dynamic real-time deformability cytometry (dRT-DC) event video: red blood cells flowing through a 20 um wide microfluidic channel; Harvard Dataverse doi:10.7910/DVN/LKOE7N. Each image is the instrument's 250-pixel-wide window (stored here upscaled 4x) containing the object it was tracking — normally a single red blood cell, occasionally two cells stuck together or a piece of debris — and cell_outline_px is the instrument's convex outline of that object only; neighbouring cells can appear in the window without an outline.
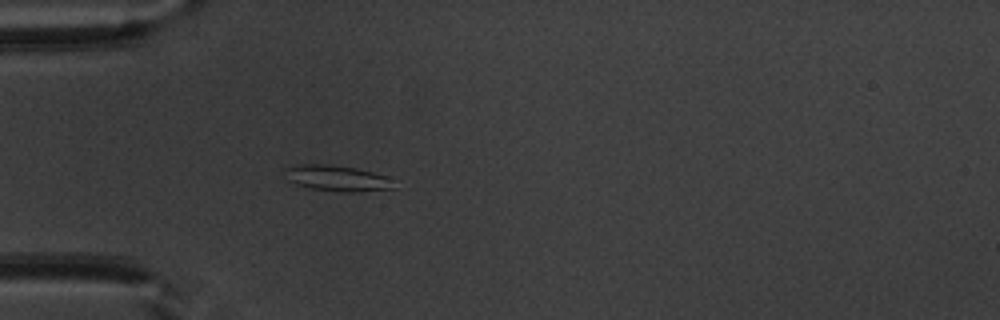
{"species": "common noctule bat (a hibernating species)", "species_latin": "Nyctalus noctula", "temperature_condition": "warm", "stored_images_in_passage": 42, "camera_frame_rate_fps": 3000, "um_per_image_px": 0.085, "animal": {"sex": "male", "body_mass_g": 20.1, "forearm_length_mm": 53.5}, "frame": {"image": 1, "passage_image": 6, "time_ms": 1.667, "image_size_px": [1000, 320], "cell_outline_px": [[396, 188], [352, 192], [340, 192], [312, 188], [296, 184], [288, 180], [284, 168], [300, 164], [328, 164], [356, 168], [372, 172], [384, 176]], "centroid_in_image_um": [28.6, 15.14], "position_along_channel_um": 56.4, "area_um2": 16.07}}
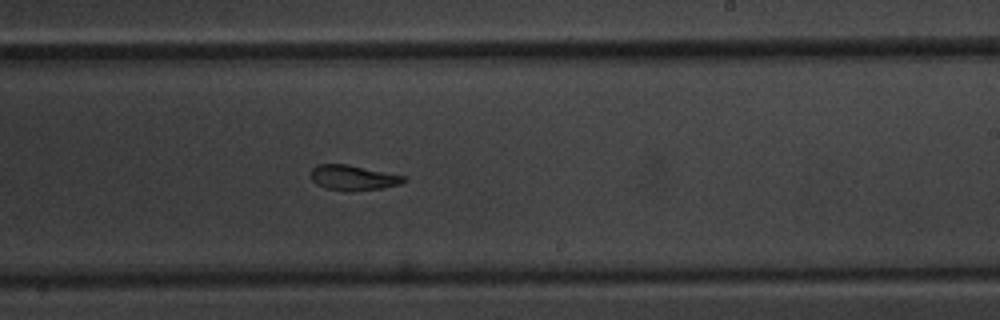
{"frame": {"image": 2, "passage_image": 22, "time_ms": 7.0, "image_size_px": [1000, 320], "cell_outline_px": [[408, 180], [400, 184], [380, 188], [344, 192], [324, 188], [316, 184], [312, 180], [312, 168], [316, 164], [348, 164], [408, 176]], "centroid_in_image_um": [30.04, 15.1], "position_along_channel_um": 259.0, "area_um2": 13.87}}
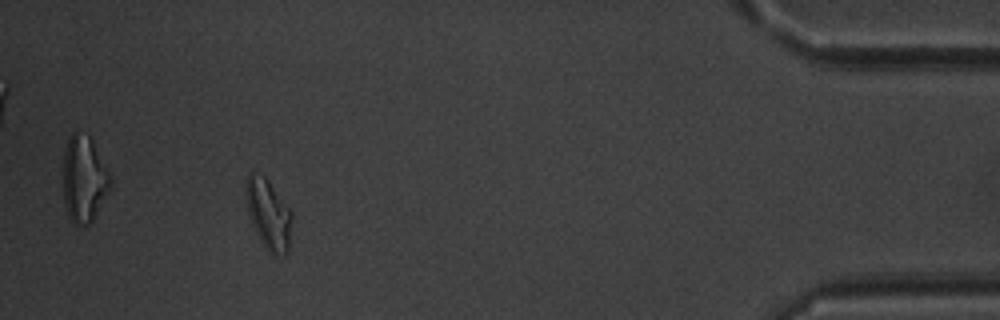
{"frame": {"image": 3, "passage_image": 38, "time_ms": 12.333, "image_size_px": [1000, 320], "cell_outline_px": [[292, 220], [288, 252], [284, 256], [276, 256], [268, 252], [260, 240], [248, 216], [244, 192], [244, 184], [248, 172], [252, 172], [264, 176], [268, 180], [292, 212]], "centroid_in_image_um": [22.79, 18.2], "position_along_channel_um": 412.4, "area_um2": 19.19}, "authors_computed_cell_mechanics": {"area_um2": 14.9124, "velocity_mm_per_s": 3.9301, "shape_relaxation_time_tau1_ms": 7.2896, "shape_relaxation_time_tau2_ms": 2.6282, "deformation_change_tau1": 0.1967, "deformation_change_tau2": 0.0993}}